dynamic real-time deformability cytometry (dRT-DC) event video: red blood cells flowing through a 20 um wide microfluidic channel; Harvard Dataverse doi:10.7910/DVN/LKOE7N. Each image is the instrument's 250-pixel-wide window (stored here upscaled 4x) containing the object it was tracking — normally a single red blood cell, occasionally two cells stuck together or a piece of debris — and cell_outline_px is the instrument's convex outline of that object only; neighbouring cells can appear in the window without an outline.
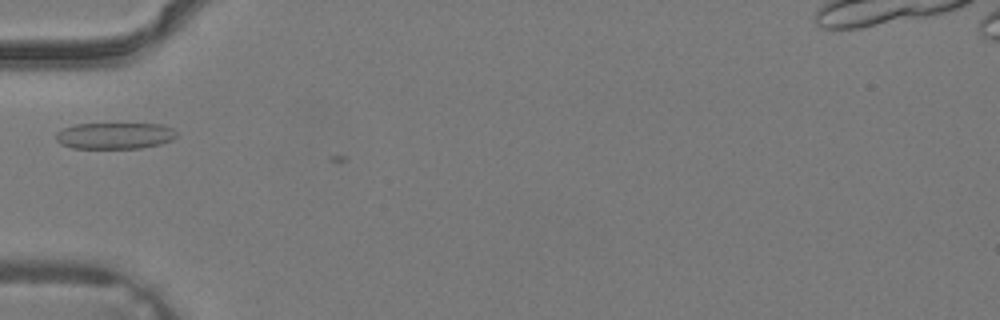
{"species": "common noctule bat (a hibernating species)", "species_latin": "Nyctalus noctula", "temperature_condition": "warm", "stored_images_in_passage": 2, "camera_frame_rate_fps": 3000, "um_per_image_px": 0.085, "animal": {"sex": "male", "body_mass_g": 19.2, "forearm_length_mm": 51.8}, "frame": {"image": 1, "passage_image": 1, "time_ms": 0.0, "image_size_px": [1000, 320], "cell_outline_px": [[176, 136], [172, 140], [160, 144], [140, 148], [72, 148], [60, 144], [56, 140], [56, 132], [64, 128], [76, 124], [164, 124], [172, 128], [176, 132]], "centroid_in_image_um": [9.75, 11.54], "position_along_channel_um": 75.2, "area_um2": 18.55}}